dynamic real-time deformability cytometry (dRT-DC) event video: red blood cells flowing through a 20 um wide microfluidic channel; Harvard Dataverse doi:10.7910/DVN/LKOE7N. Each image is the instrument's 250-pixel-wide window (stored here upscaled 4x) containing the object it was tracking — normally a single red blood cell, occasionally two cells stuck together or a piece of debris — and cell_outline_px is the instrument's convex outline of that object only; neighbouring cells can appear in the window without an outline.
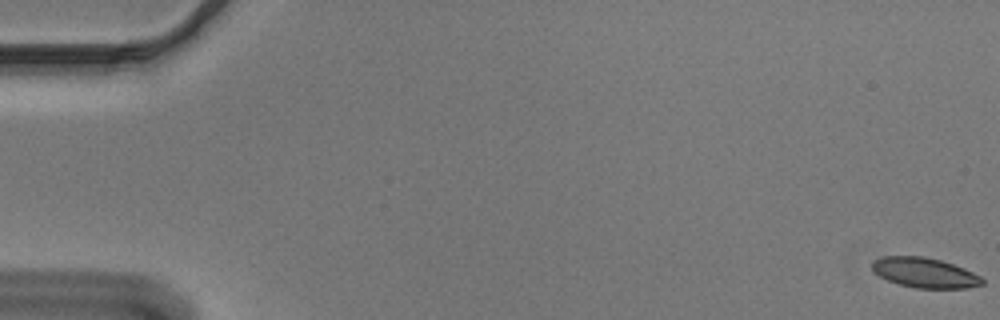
{"species": "Egyptian fruit bat (a non-hibernating species)", "species_latin": "Rousettus aegyptiacus", "temperature_condition": "cold", "stored_images_in_passage": 57, "camera_frame_rate_fps": 3000, "um_per_image_px": 0.085, "animal": {"sex": "male"}, "frame": {"image": 1, "passage_image": 1, "time_ms": 0.0, "image_size_px": [1000, 320], "cell_outline_px": [[984, 284], [968, 288], [916, 288], [900, 284], [888, 280], [872, 272], [872, 260], [884, 256], [924, 256], [940, 260], [964, 268], [980, 276], [984, 280]], "centroid_in_image_um": [78.59, 23.18], "position_along_channel_um": 6.4, "area_um2": 19.25}}
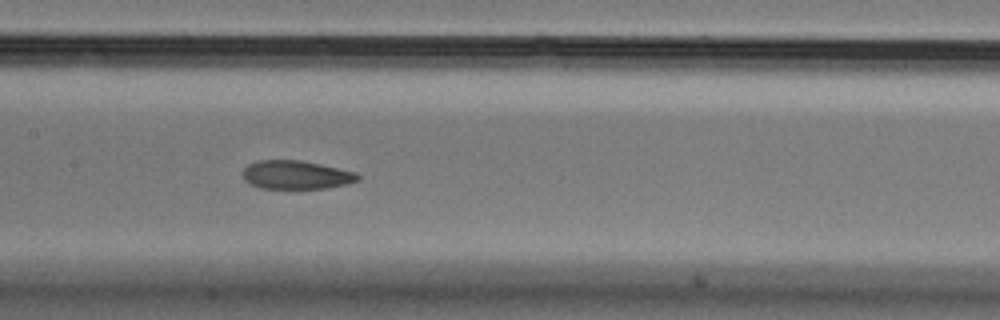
{"frame": {"image": 2, "passage_image": 28, "time_ms": 9.0, "image_size_px": [1000, 320], "cell_outline_px": [[360, 180], [348, 184], [328, 188], [260, 188], [248, 184], [244, 180], [240, 172], [248, 164], [256, 160], [300, 160], [320, 164], [356, 172], [360, 176]], "centroid_in_image_um": [25.14, 14.86], "position_along_channel_um": 182.3, "area_um2": 19.42}}
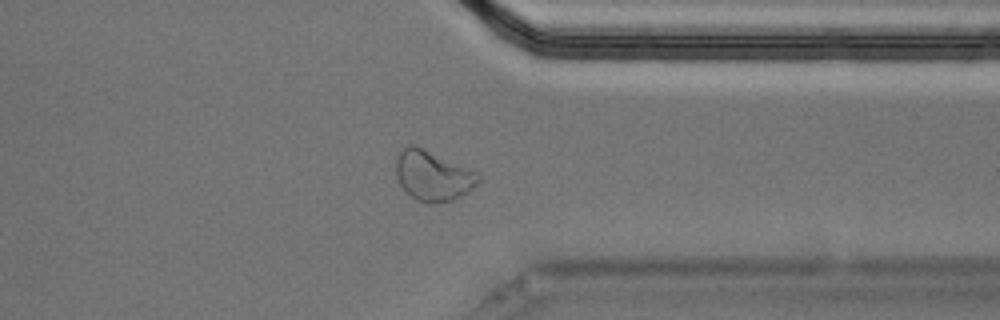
{"frame": {"image": 3, "passage_image": 44, "time_ms": 14.333, "image_size_px": [1000, 320], "cell_outline_px": [[480, 180], [468, 192], [452, 200], [416, 200], [404, 192], [396, 176], [396, 156], [408, 144], [416, 144], [480, 172]], "centroid_in_image_um": [36.79, 14.87], "position_along_channel_um": 374.6, "area_um2": 24.04}, "authors_computed_cell_mechanics": {"area_um2": 20.3456, "velocity_mm_per_s": 3.6528, "shape_relaxation_time_tau1_ms": null, "shape_relaxation_time_tau2_ms": 1.9686, "deformation_change_tau1": null, "deformation_change_tau2": 0.0644}}